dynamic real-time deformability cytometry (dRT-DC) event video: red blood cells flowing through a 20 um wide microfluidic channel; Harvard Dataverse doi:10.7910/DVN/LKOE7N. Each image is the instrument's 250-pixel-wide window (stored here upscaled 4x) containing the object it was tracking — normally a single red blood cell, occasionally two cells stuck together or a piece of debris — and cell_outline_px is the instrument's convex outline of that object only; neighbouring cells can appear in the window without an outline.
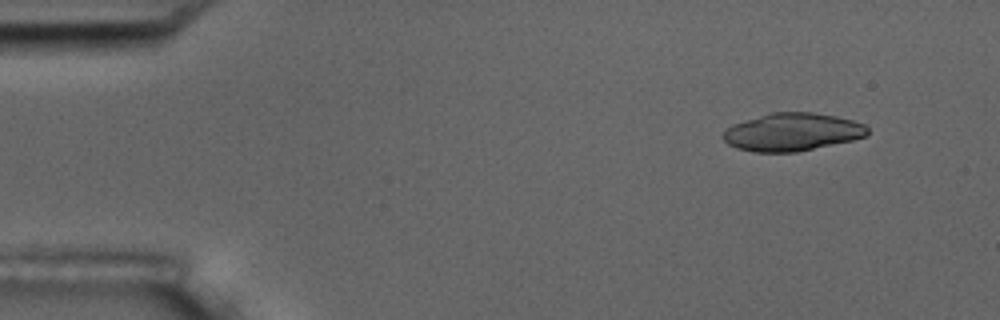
{"species": "common noctule bat (a hibernating species)", "species_latin": "Nyctalus noctula", "temperature_condition": "room temperature", "stored_images_in_passage": 4, "camera_frame_rate_fps": 3000, "um_per_image_px": 0.085, "animal": {"sex": "male", "body_mass_g": 17.5, "forearm_length_mm": 52.3}, "frame": {"image": 1, "passage_image": 2, "time_ms": 1.0, "image_size_px": [1000, 320], "cell_outline_px": [[868, 136], [852, 140], [796, 152], [752, 152], [736, 148], [728, 144], [724, 140], [724, 132], [732, 124], [744, 120], [772, 112], [812, 112], [836, 116], [852, 120], [864, 124], [868, 128]], "centroid_in_image_um": [67.34, 11.22], "position_along_channel_um": 17.7, "area_um2": 31.79}}